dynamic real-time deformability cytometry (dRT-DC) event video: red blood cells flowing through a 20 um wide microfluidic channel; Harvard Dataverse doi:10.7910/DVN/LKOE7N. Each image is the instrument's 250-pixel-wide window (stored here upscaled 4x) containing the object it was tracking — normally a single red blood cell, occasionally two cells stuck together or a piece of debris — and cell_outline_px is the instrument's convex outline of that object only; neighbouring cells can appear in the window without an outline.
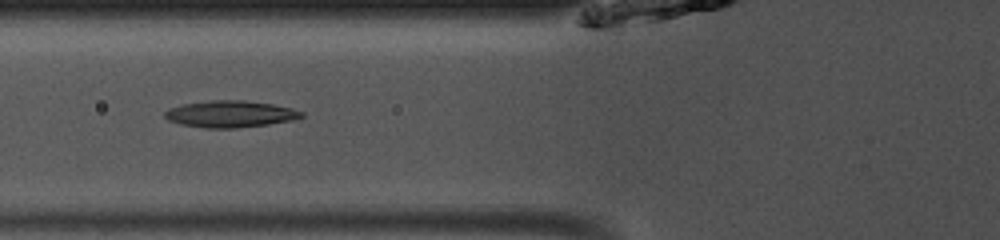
{"species": "common noctule bat (a hibernating species)", "species_latin": "Nyctalus noctula", "temperature_condition": "room temperature", "stored_images_in_passage": 49, "camera_frame_rate_fps": 3000, "um_per_image_px": 0.085, "animal": {"sex": "male", "body_mass_g": 13.0, "forearm_length_mm": 53.1}, "frame": {"image": 1, "passage_image": 19, "time_ms": 6.0, "image_size_px": [1000, 240], "cell_outline_px": [[304, 116], [292, 120], [268, 124], [236, 128], [204, 128], [180, 124], [168, 120], [164, 116], [164, 112], [168, 108], [184, 104], [212, 100], [244, 100], [272, 104], [292, 108], [304, 112]], "centroid_in_image_um": [19.56, 9.69], "position_along_channel_um": 106.2, "area_um2": 21.27}}
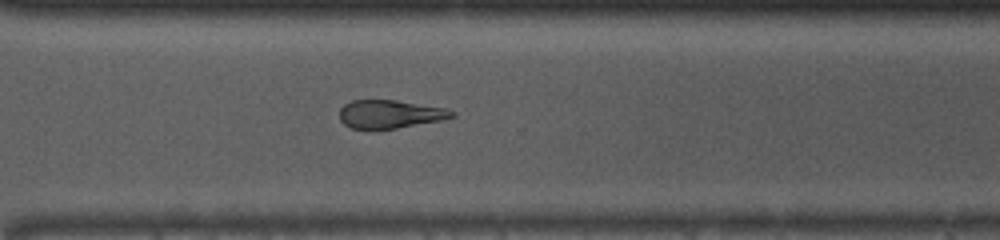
{"frame": {"image": 2, "passage_image": 36, "time_ms": 11.667, "image_size_px": [1000, 240], "cell_outline_px": [[456, 116], [440, 120], [376, 132], [372, 132], [352, 128], [344, 124], [340, 120], [340, 108], [344, 104], [352, 100], [396, 100], [448, 108], [456, 112]], "centroid_in_image_um": [33.13, 9.73], "position_along_channel_um": 337.5, "area_um2": 19.13}}
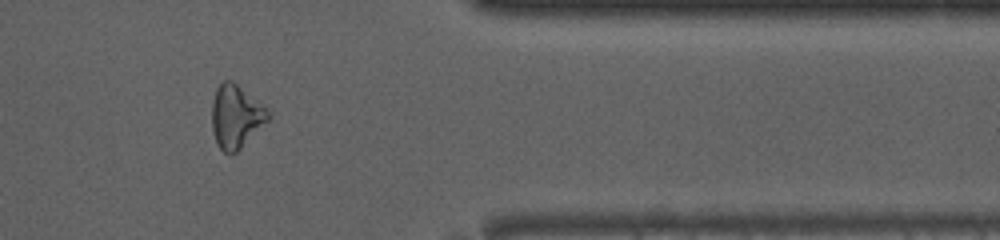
{"frame": {"image": 3, "passage_image": 41, "time_ms": 13.333, "image_size_px": [1000, 240], "cell_outline_px": [[272, 116], [236, 152], [224, 152], [216, 144], [212, 128], [212, 100], [216, 88], [224, 80], [232, 80], [264, 108]], "centroid_in_image_um": [20.0, 9.9], "position_along_channel_um": 391.4, "area_um2": 20.11}, "authors_computed_cell_mechanics": {"area_um2": 20.4612, "velocity_mm_per_s": 4.0764, "shape_relaxation_time_tau1_ms": null, "shape_relaxation_time_tau2_ms": 5.5535, "deformation_change_tau1": null, "deformation_change_tau2": 0.1779}}